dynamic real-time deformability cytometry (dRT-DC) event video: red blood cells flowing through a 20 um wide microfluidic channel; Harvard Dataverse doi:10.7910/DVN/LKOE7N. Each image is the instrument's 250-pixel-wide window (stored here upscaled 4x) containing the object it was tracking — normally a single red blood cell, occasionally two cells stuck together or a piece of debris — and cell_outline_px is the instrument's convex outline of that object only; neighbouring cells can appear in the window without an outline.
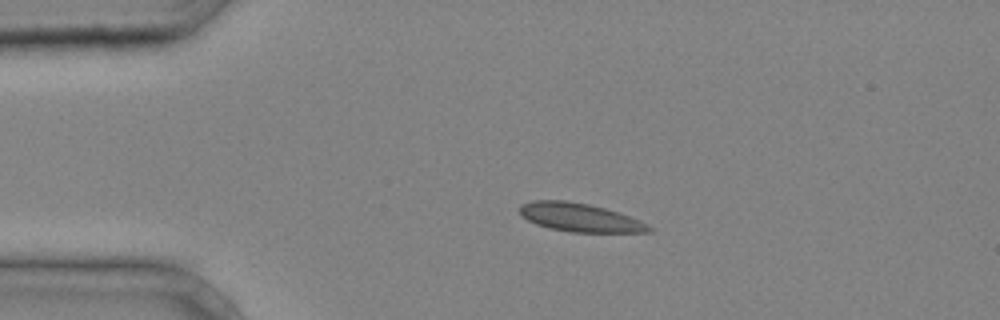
{"species": "common noctule bat (a hibernating species)", "species_latin": "Nyctalus noctula", "temperature_condition": "cold", "stored_images_in_passage": 41, "camera_frame_rate_fps": 3000, "um_per_image_px": 0.085, "animal": {"sex": "male", "body_mass_g": 20.4}, "frame": {"image": 1, "passage_image": 8, "time_ms": 2.333, "image_size_px": [1000, 320], "cell_outline_px": [[656, 228], [652, 232], [572, 232], [548, 228], [536, 224], [528, 220], [520, 212], [520, 204], [532, 200], [564, 200], [588, 204], [604, 208], [640, 220]], "centroid_in_image_um": [49.31, 18.49], "position_along_channel_um": 35.7, "area_um2": 21.39}}
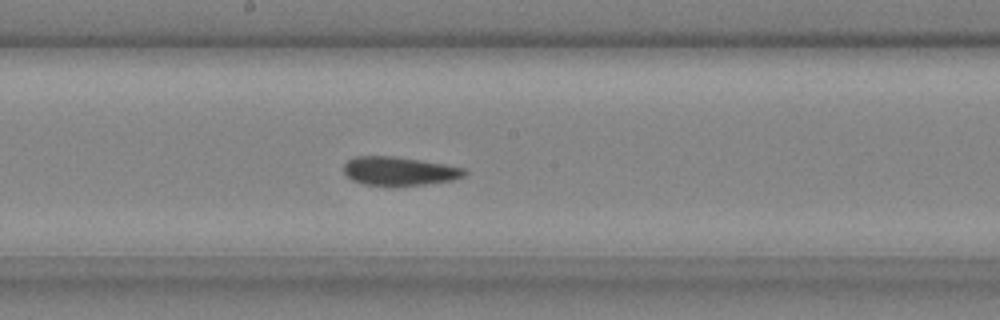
{"frame": {"image": 2, "passage_image": 22, "time_ms": 7.0, "image_size_px": [1000, 320], "cell_outline_px": [[468, 172], [464, 176], [452, 180], [396, 188], [364, 184], [352, 180], [344, 172], [344, 164], [348, 160], [356, 156], [396, 156], [444, 164], [464, 168]], "centroid_in_image_um": [33.92, 14.57], "position_along_channel_um": 214.3, "area_um2": 20.58}}
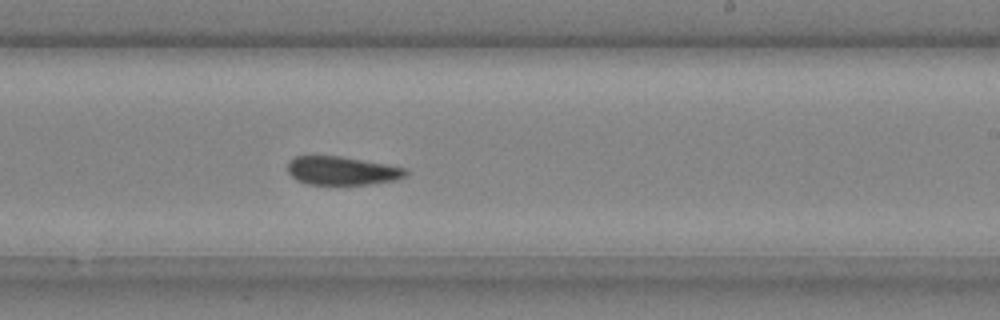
{"frame": {"image": 3, "passage_image": 25, "time_ms": 8.0, "image_size_px": [1000, 320], "cell_outline_px": [[408, 172], [404, 176], [396, 180], [368, 184], [308, 184], [296, 180], [288, 172], [288, 160], [296, 156], [340, 156], [384, 164], [404, 168]], "centroid_in_image_um": [29.02, 14.51], "position_along_channel_um": 260.0, "area_um2": 19.36}}